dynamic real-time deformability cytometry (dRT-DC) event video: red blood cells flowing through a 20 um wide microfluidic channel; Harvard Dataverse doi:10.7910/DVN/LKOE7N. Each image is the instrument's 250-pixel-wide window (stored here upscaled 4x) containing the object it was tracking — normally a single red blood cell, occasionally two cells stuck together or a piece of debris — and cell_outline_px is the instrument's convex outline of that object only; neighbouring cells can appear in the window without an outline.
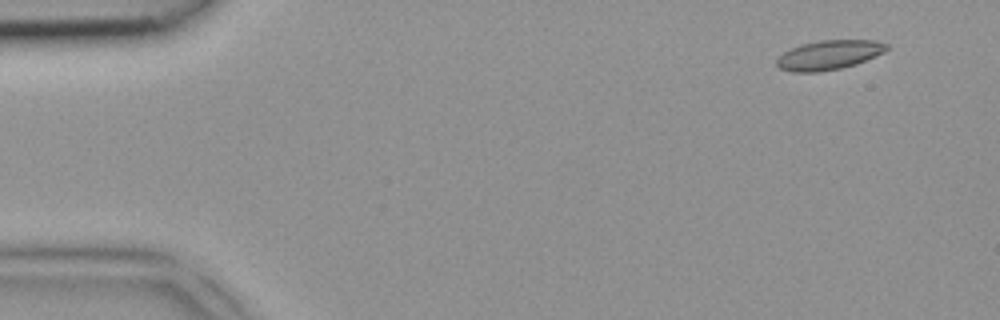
{"species": "common noctule bat (a hibernating species)", "species_latin": "Nyctalus noctula", "temperature_condition": "room temperature", "stored_images_in_passage": 4, "segment_of_instrument_passage": [1, 2], "camera_frame_rate_fps": 3000, "um_per_image_px": 0.085, "animal": {"sex": "female", "body_mass_g": 18.4}, "frame": {"image": 1, "passage_image": 2, "time_ms": 0.333, "image_size_px": [1000, 320], "cell_outline_px": [[888, 48], [884, 52], [876, 56], [856, 64], [840, 68], [820, 72], [792, 72], [780, 68], [776, 64], [776, 60], [784, 52], [800, 44], [820, 40], [876, 40], [888, 44]], "centroid_in_image_um": [70.47, 4.67], "position_along_channel_um": 14.5, "area_um2": 18.84}}